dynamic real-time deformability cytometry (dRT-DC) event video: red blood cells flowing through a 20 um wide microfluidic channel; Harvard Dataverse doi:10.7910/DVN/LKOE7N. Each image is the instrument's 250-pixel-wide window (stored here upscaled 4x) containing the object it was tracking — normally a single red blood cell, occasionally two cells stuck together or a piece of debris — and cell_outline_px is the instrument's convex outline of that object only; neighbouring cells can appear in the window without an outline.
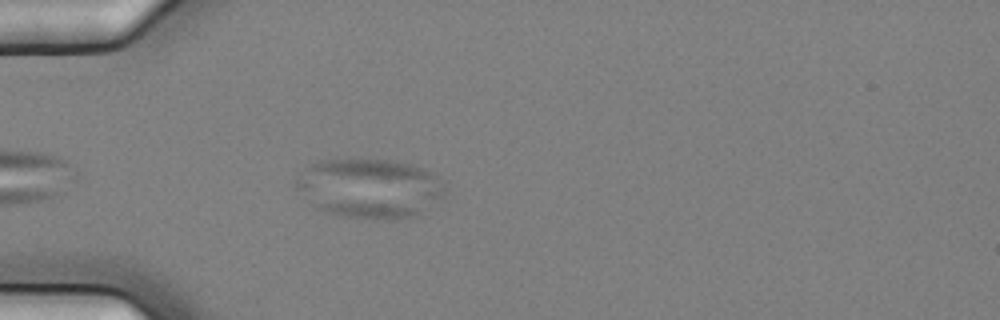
{"species": "common noctule bat (a hibernating species)", "species_latin": "Nyctalus noctula", "temperature_condition": "cold", "stored_images_in_passage": 5, "camera_frame_rate_fps": 3000, "um_per_image_px": 0.085, "animal": {"sex": "female", "body_mass_g": 25.1}, "frame": {"image": 1, "passage_image": 5, "time_ms": 1.333, "image_size_px": [1000, 320], "cell_outline_px": [[444, 196], [416, 216], [396, 220], [392, 220], [344, 216], [324, 212], [316, 208], [292, 184], [316, 160], [348, 156], [388, 160], [408, 164], [424, 168], [432, 172], [444, 184]], "centroid_in_image_um": [31.4, 15.97], "position_along_channel_um": 53.6, "area_um2": 52.31}}